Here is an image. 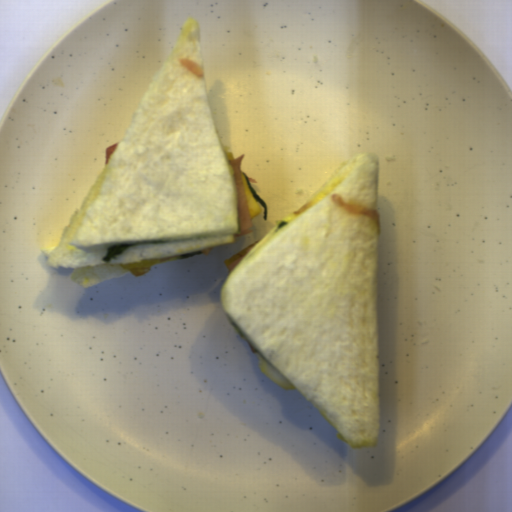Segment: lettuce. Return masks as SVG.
Segmentation results:
<instances>
[{"label":"lettuce","instance_id":"lettuce-1","mask_svg":"<svg viewBox=\"0 0 512 512\" xmlns=\"http://www.w3.org/2000/svg\"><path fill=\"white\" fill-rule=\"evenodd\" d=\"M162 240L156 241H144V242H133V243H119L108 246L105 256L102 261H110V259H116V256L122 254L134 244H162Z\"/></svg>","mask_w":512,"mask_h":512},{"label":"lettuce","instance_id":"lettuce-2","mask_svg":"<svg viewBox=\"0 0 512 512\" xmlns=\"http://www.w3.org/2000/svg\"><path fill=\"white\" fill-rule=\"evenodd\" d=\"M229 324L235 329V331L240 335V337L242 338L243 341H247L248 342V339L247 337L245 336V334L239 329V327L233 322V320L230 318V316L228 315V318H227Z\"/></svg>","mask_w":512,"mask_h":512},{"label":"lettuce","instance_id":"lettuce-3","mask_svg":"<svg viewBox=\"0 0 512 512\" xmlns=\"http://www.w3.org/2000/svg\"><path fill=\"white\" fill-rule=\"evenodd\" d=\"M180 256H182V254H177V255H169V256H166V257H163V258H160V264L161 263H164V262H167V261H172V260H176V259H180Z\"/></svg>","mask_w":512,"mask_h":512},{"label":"lettuce","instance_id":"lettuce-4","mask_svg":"<svg viewBox=\"0 0 512 512\" xmlns=\"http://www.w3.org/2000/svg\"><path fill=\"white\" fill-rule=\"evenodd\" d=\"M287 225H289V222H287L285 220H282L279 223H277V229L276 230L279 231V230L283 229L284 227H286Z\"/></svg>","mask_w":512,"mask_h":512}]
</instances>
